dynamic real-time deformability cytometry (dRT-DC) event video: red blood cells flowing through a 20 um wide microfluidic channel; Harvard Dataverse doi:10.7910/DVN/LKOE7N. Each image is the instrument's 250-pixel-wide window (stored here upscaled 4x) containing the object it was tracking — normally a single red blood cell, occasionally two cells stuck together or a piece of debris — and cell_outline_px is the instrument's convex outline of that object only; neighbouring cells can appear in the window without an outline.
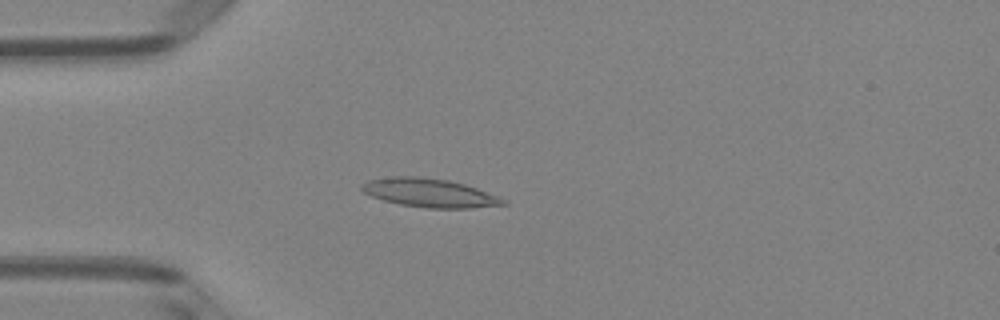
{"species": "Egyptian fruit bat (a non-hibernating species)", "species_latin": "Rousettus aegyptiacus", "temperature_condition": "room temperature", "stored_images_in_passage": 47, "camera_frame_rate_fps": 3000, "um_per_image_px": 0.085, "animal": {"sex": "female"}, "frame": {"image": 1, "passage_image": 10, "time_ms": 3.0, "image_size_px": [1000, 320], "cell_outline_px": [[508, 204], [472, 208], [424, 208], [400, 204], [384, 200], [372, 196], [364, 192], [360, 188], [360, 184], [368, 180], [392, 176], [420, 176], [448, 180], [464, 184], [476, 188], [508, 200]], "centroid_in_image_um": [36.5, 16.39], "position_along_channel_um": 48.5, "area_um2": 23.64}}
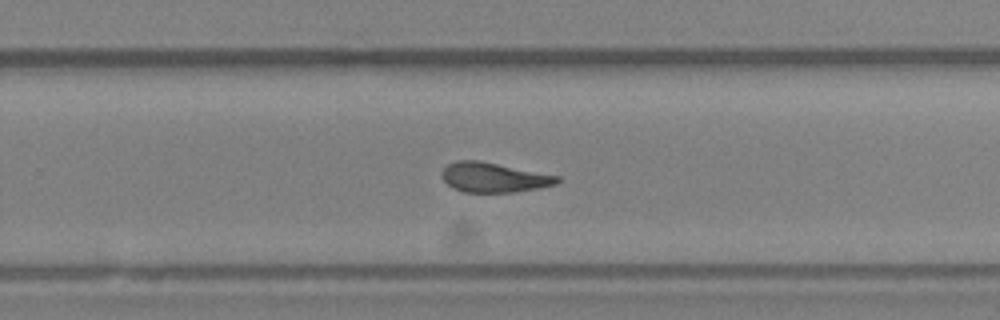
{"frame": {"image": 2, "passage_image": 29, "time_ms": 9.333, "image_size_px": [1000, 320], "cell_outline_px": [[560, 180], [556, 184], [540, 188], [516, 192], [464, 192], [452, 188], [440, 176], [440, 172], [448, 164], [456, 160], [480, 160], [560, 176]], "centroid_in_image_um": [41.96, 15.08], "position_along_channel_um": 287.8, "area_um2": 20.17}}
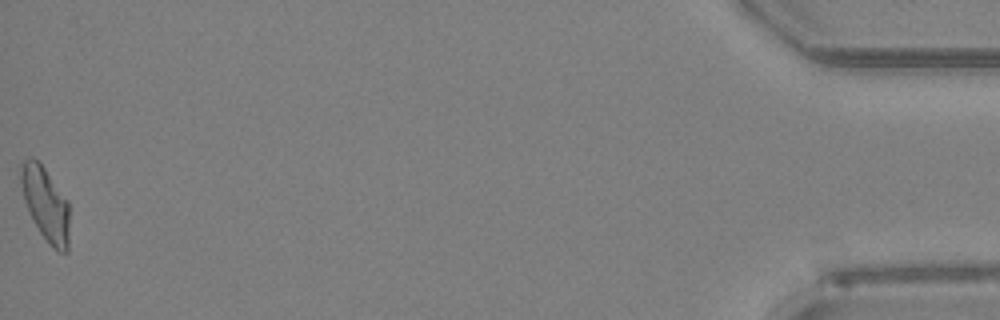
{"frame": {"image": 3, "passage_image": 47, "time_ms": 15.333, "image_size_px": [1000, 320], "cell_outline_px": [[68, 252], [60, 252], [52, 248], [40, 232], [32, 220], [28, 212], [24, 200], [20, 180], [20, 164], [24, 160], [32, 156], [44, 168], [68, 200]], "centroid_in_image_um": [3.85, 17.34], "position_along_channel_um": 431.3, "area_um2": 20.81}, "authors_computed_cell_mechanics": {"area_um2": 20.8658, "velocity_mm_per_s": 4.0082, "shape_relaxation_time_tau1_ms": 5.9104, "shape_relaxation_time_tau2_ms": 1.9032, "deformation_change_tau1": 0.2119, "deformation_change_tau2": 0.1035}}